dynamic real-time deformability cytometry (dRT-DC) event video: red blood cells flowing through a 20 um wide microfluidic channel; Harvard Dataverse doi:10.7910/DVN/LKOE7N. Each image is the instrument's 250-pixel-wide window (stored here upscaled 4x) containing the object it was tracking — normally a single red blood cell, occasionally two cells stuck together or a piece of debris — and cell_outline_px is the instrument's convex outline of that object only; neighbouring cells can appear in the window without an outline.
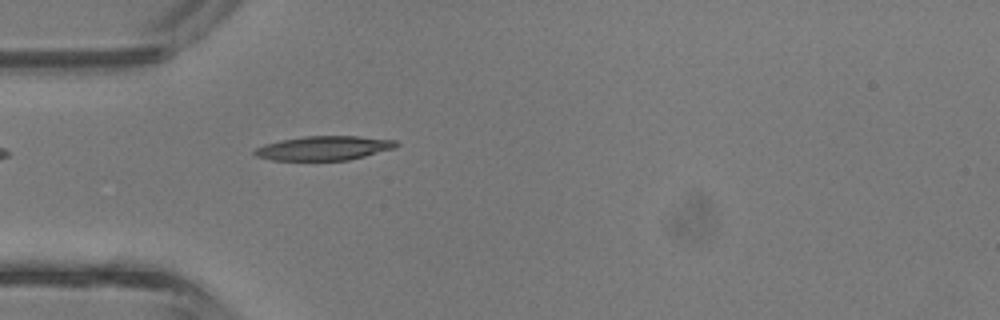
{"species": "common noctule bat (a hibernating species)", "species_latin": "Nyctalus noctula", "temperature_condition": "room temperature", "stored_images_in_passage": 1, "camera_frame_rate_fps": 3000, "um_per_image_px": 0.085, "animal": {"sex": "male", "body_mass_g": 13.3}, "frame": {"image": 1, "passage_image": 1, "time_ms": 0.0, "image_size_px": [1000, 320], "cell_outline_px": [[400, 144], [396, 148], [348, 160], [272, 160], [256, 156], [252, 152], [256, 148], [264, 144], [280, 140], [304, 136], [360, 136], [396, 140]], "centroid_in_image_um": [27.55, 12.58], "position_along_channel_um": 57.5, "area_um2": 20.06}}